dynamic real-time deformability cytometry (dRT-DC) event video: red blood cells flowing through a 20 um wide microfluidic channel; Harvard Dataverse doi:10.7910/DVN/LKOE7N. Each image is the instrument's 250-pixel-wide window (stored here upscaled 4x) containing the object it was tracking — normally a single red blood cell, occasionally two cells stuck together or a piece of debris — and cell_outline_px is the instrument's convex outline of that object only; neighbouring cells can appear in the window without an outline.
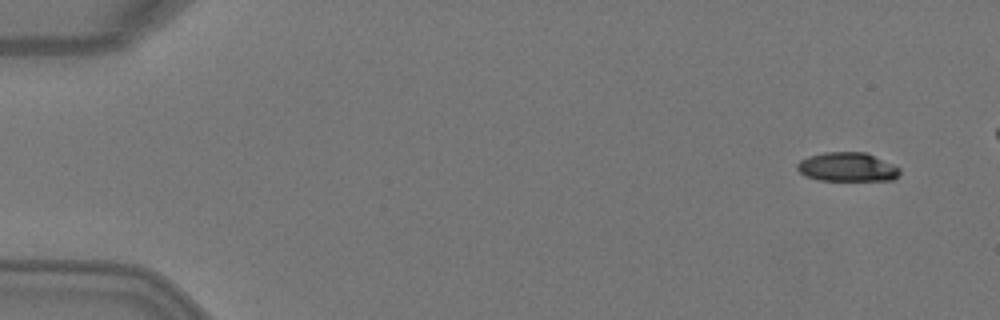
{"species": "Egyptian fruit bat (a non-hibernating species)", "species_latin": "Rousettus aegyptiacus", "temperature_condition": "warm", "stored_images_in_passage": 5, "camera_frame_rate_fps": 3000, "um_per_image_px": 0.085, "animal": {"sex": "female"}, "frame": {"image": 1, "passage_image": 1, "time_ms": 0.0, "image_size_px": [1000, 320], "cell_outline_px": [[900, 172], [892, 180], [820, 180], [808, 176], [800, 172], [796, 168], [796, 164], [800, 160], [808, 156], [824, 152], [864, 152], [892, 164], [900, 168]], "centroid_in_image_um": [71.99, 14.19], "position_along_channel_um": 13.0, "area_um2": 17.11}}